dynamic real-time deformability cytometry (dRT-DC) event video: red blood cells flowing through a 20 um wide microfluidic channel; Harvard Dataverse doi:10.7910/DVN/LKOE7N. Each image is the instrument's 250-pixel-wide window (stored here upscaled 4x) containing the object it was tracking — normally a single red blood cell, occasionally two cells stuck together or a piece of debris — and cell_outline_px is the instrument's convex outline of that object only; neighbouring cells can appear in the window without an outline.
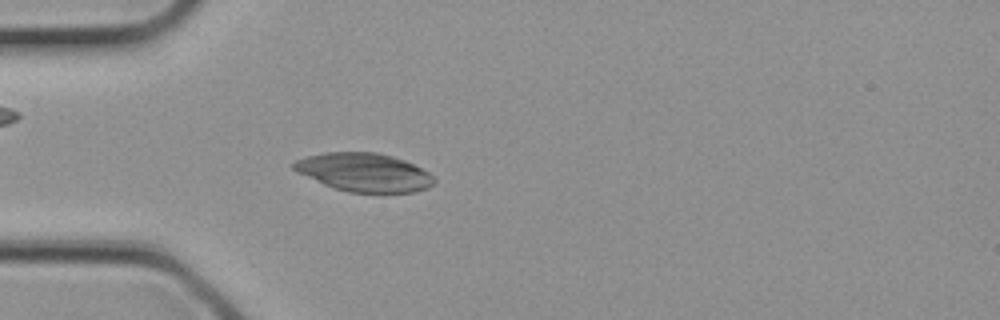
{"species": "common noctule bat (a hibernating species)", "species_latin": "Nyctalus noctula", "temperature_condition": "cold", "stored_images_in_passage": 3, "camera_frame_rate_fps": 3000, "um_per_image_px": 0.085, "animal": {"sex": "female", "body_mass_g": 21.9}, "frame": {"image": 1, "passage_image": 3, "time_ms": 0.667, "image_size_px": [1000, 320], "cell_outline_px": [[436, 184], [428, 188], [416, 192], [348, 192], [324, 184], [296, 172], [292, 168], [292, 164], [296, 160], [308, 156], [324, 152], [376, 152], [392, 156], [404, 160], [428, 172], [436, 180]], "centroid_in_image_um": [30.96, 14.65], "position_along_channel_um": 54.0, "area_um2": 31.33}}